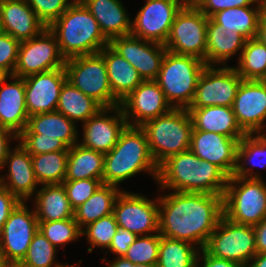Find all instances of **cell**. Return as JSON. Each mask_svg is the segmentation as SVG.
<instances>
[{"instance_id":"45","label":"cell","mask_w":266,"mask_h":267,"mask_svg":"<svg viewBox=\"0 0 266 267\" xmlns=\"http://www.w3.org/2000/svg\"><path fill=\"white\" fill-rule=\"evenodd\" d=\"M20 43L8 33L0 31V70L8 76L14 74Z\"/></svg>"},{"instance_id":"9","label":"cell","mask_w":266,"mask_h":267,"mask_svg":"<svg viewBox=\"0 0 266 267\" xmlns=\"http://www.w3.org/2000/svg\"><path fill=\"white\" fill-rule=\"evenodd\" d=\"M64 68L67 81L103 107L120 105L113 96L106 64L100 52L67 59Z\"/></svg>"},{"instance_id":"11","label":"cell","mask_w":266,"mask_h":267,"mask_svg":"<svg viewBox=\"0 0 266 267\" xmlns=\"http://www.w3.org/2000/svg\"><path fill=\"white\" fill-rule=\"evenodd\" d=\"M204 249L217 258L247 267L257 255L254 226L237 224L223 216Z\"/></svg>"},{"instance_id":"30","label":"cell","mask_w":266,"mask_h":267,"mask_svg":"<svg viewBox=\"0 0 266 267\" xmlns=\"http://www.w3.org/2000/svg\"><path fill=\"white\" fill-rule=\"evenodd\" d=\"M34 211L38 222L59 221L74 218L63 184L42 185L33 196Z\"/></svg>"},{"instance_id":"2","label":"cell","mask_w":266,"mask_h":267,"mask_svg":"<svg viewBox=\"0 0 266 267\" xmlns=\"http://www.w3.org/2000/svg\"><path fill=\"white\" fill-rule=\"evenodd\" d=\"M228 178L218 166L200 160L188 150L168 157L159 165L156 183L161 190L223 195Z\"/></svg>"},{"instance_id":"8","label":"cell","mask_w":266,"mask_h":267,"mask_svg":"<svg viewBox=\"0 0 266 267\" xmlns=\"http://www.w3.org/2000/svg\"><path fill=\"white\" fill-rule=\"evenodd\" d=\"M224 217L256 226L266 218V182L231 176L223 194Z\"/></svg>"},{"instance_id":"19","label":"cell","mask_w":266,"mask_h":267,"mask_svg":"<svg viewBox=\"0 0 266 267\" xmlns=\"http://www.w3.org/2000/svg\"><path fill=\"white\" fill-rule=\"evenodd\" d=\"M232 109L238 125L246 134L264 133L263 130L266 127V81L242 80Z\"/></svg>"},{"instance_id":"57","label":"cell","mask_w":266,"mask_h":267,"mask_svg":"<svg viewBox=\"0 0 266 267\" xmlns=\"http://www.w3.org/2000/svg\"><path fill=\"white\" fill-rule=\"evenodd\" d=\"M11 1H14V0H0V4L11 2Z\"/></svg>"},{"instance_id":"12","label":"cell","mask_w":266,"mask_h":267,"mask_svg":"<svg viewBox=\"0 0 266 267\" xmlns=\"http://www.w3.org/2000/svg\"><path fill=\"white\" fill-rule=\"evenodd\" d=\"M54 33L46 27L41 33L20 43L14 76L25 78L30 75L52 71L65 66Z\"/></svg>"},{"instance_id":"17","label":"cell","mask_w":266,"mask_h":267,"mask_svg":"<svg viewBox=\"0 0 266 267\" xmlns=\"http://www.w3.org/2000/svg\"><path fill=\"white\" fill-rule=\"evenodd\" d=\"M109 45L138 71L143 80L156 79L167 51L163 44L131 34L114 37Z\"/></svg>"},{"instance_id":"44","label":"cell","mask_w":266,"mask_h":267,"mask_svg":"<svg viewBox=\"0 0 266 267\" xmlns=\"http://www.w3.org/2000/svg\"><path fill=\"white\" fill-rule=\"evenodd\" d=\"M38 18L49 27L75 1L71 0H25Z\"/></svg>"},{"instance_id":"42","label":"cell","mask_w":266,"mask_h":267,"mask_svg":"<svg viewBox=\"0 0 266 267\" xmlns=\"http://www.w3.org/2000/svg\"><path fill=\"white\" fill-rule=\"evenodd\" d=\"M117 229L118 224L113 213L82 228V235H86L87 241L90 243L87 251L92 252L95 247L108 248Z\"/></svg>"},{"instance_id":"1","label":"cell","mask_w":266,"mask_h":267,"mask_svg":"<svg viewBox=\"0 0 266 267\" xmlns=\"http://www.w3.org/2000/svg\"><path fill=\"white\" fill-rule=\"evenodd\" d=\"M159 233L203 249L224 216L223 195L175 192L160 195Z\"/></svg>"},{"instance_id":"49","label":"cell","mask_w":266,"mask_h":267,"mask_svg":"<svg viewBox=\"0 0 266 267\" xmlns=\"http://www.w3.org/2000/svg\"><path fill=\"white\" fill-rule=\"evenodd\" d=\"M200 252L198 254L197 267H200L202 262L203 265L201 267H243L234 261L217 258L213 255H210L204 248L200 249ZM201 259L202 261H200Z\"/></svg>"},{"instance_id":"4","label":"cell","mask_w":266,"mask_h":267,"mask_svg":"<svg viewBox=\"0 0 266 267\" xmlns=\"http://www.w3.org/2000/svg\"><path fill=\"white\" fill-rule=\"evenodd\" d=\"M48 28L56 36L66 60L98 53L109 44L98 22L80 0H75Z\"/></svg>"},{"instance_id":"22","label":"cell","mask_w":266,"mask_h":267,"mask_svg":"<svg viewBox=\"0 0 266 267\" xmlns=\"http://www.w3.org/2000/svg\"><path fill=\"white\" fill-rule=\"evenodd\" d=\"M66 80L64 67L25 77L28 116L56 111L60 90Z\"/></svg>"},{"instance_id":"18","label":"cell","mask_w":266,"mask_h":267,"mask_svg":"<svg viewBox=\"0 0 266 267\" xmlns=\"http://www.w3.org/2000/svg\"><path fill=\"white\" fill-rule=\"evenodd\" d=\"M120 107L129 126H142L172 109L155 80H144L120 102Z\"/></svg>"},{"instance_id":"23","label":"cell","mask_w":266,"mask_h":267,"mask_svg":"<svg viewBox=\"0 0 266 267\" xmlns=\"http://www.w3.org/2000/svg\"><path fill=\"white\" fill-rule=\"evenodd\" d=\"M8 165V173L0 176V184L21 202L32 198L39 183L34 174L31 154L18 143L10 149L4 161L3 168ZM34 193V194H33Z\"/></svg>"},{"instance_id":"29","label":"cell","mask_w":266,"mask_h":267,"mask_svg":"<svg viewBox=\"0 0 266 267\" xmlns=\"http://www.w3.org/2000/svg\"><path fill=\"white\" fill-rule=\"evenodd\" d=\"M246 38L237 32L224 30L211 18L207 22V44H206V65L225 66L238 51L241 52L245 46Z\"/></svg>"},{"instance_id":"54","label":"cell","mask_w":266,"mask_h":267,"mask_svg":"<svg viewBox=\"0 0 266 267\" xmlns=\"http://www.w3.org/2000/svg\"><path fill=\"white\" fill-rule=\"evenodd\" d=\"M247 267H266V253H258L252 258Z\"/></svg>"},{"instance_id":"35","label":"cell","mask_w":266,"mask_h":267,"mask_svg":"<svg viewBox=\"0 0 266 267\" xmlns=\"http://www.w3.org/2000/svg\"><path fill=\"white\" fill-rule=\"evenodd\" d=\"M122 190L118 186L102 184L81 206L74 210V219L82 229L88 224L113 213L116 198Z\"/></svg>"},{"instance_id":"38","label":"cell","mask_w":266,"mask_h":267,"mask_svg":"<svg viewBox=\"0 0 266 267\" xmlns=\"http://www.w3.org/2000/svg\"><path fill=\"white\" fill-rule=\"evenodd\" d=\"M234 67L243 80H264L266 78V45L258 38L247 39Z\"/></svg>"},{"instance_id":"15","label":"cell","mask_w":266,"mask_h":267,"mask_svg":"<svg viewBox=\"0 0 266 267\" xmlns=\"http://www.w3.org/2000/svg\"><path fill=\"white\" fill-rule=\"evenodd\" d=\"M187 0H146L131 21V35L140 39L165 44L176 14Z\"/></svg>"},{"instance_id":"39","label":"cell","mask_w":266,"mask_h":267,"mask_svg":"<svg viewBox=\"0 0 266 267\" xmlns=\"http://www.w3.org/2000/svg\"><path fill=\"white\" fill-rule=\"evenodd\" d=\"M57 249L38 230L33 236L26 256L18 265L20 267H72L73 265L56 263Z\"/></svg>"},{"instance_id":"6","label":"cell","mask_w":266,"mask_h":267,"mask_svg":"<svg viewBox=\"0 0 266 267\" xmlns=\"http://www.w3.org/2000/svg\"><path fill=\"white\" fill-rule=\"evenodd\" d=\"M140 127L146 133L151 155L158 166L168 157L190 150L193 123L187 109L172 108Z\"/></svg>"},{"instance_id":"34","label":"cell","mask_w":266,"mask_h":267,"mask_svg":"<svg viewBox=\"0 0 266 267\" xmlns=\"http://www.w3.org/2000/svg\"><path fill=\"white\" fill-rule=\"evenodd\" d=\"M103 106L92 97L85 95L69 81H65L60 90L56 111L65 115L75 124L86 122L97 114Z\"/></svg>"},{"instance_id":"7","label":"cell","mask_w":266,"mask_h":267,"mask_svg":"<svg viewBox=\"0 0 266 267\" xmlns=\"http://www.w3.org/2000/svg\"><path fill=\"white\" fill-rule=\"evenodd\" d=\"M205 66V62L197 57L166 51L155 81L172 108L190 107Z\"/></svg>"},{"instance_id":"31","label":"cell","mask_w":266,"mask_h":267,"mask_svg":"<svg viewBox=\"0 0 266 267\" xmlns=\"http://www.w3.org/2000/svg\"><path fill=\"white\" fill-rule=\"evenodd\" d=\"M247 164L250 168L246 167ZM254 167L266 168L265 132L246 134L238 142L236 168L232 176L248 179H262L258 173L252 171Z\"/></svg>"},{"instance_id":"33","label":"cell","mask_w":266,"mask_h":267,"mask_svg":"<svg viewBox=\"0 0 266 267\" xmlns=\"http://www.w3.org/2000/svg\"><path fill=\"white\" fill-rule=\"evenodd\" d=\"M104 153L76 143L69 148L65 180L99 179L102 181Z\"/></svg>"},{"instance_id":"56","label":"cell","mask_w":266,"mask_h":267,"mask_svg":"<svg viewBox=\"0 0 266 267\" xmlns=\"http://www.w3.org/2000/svg\"><path fill=\"white\" fill-rule=\"evenodd\" d=\"M7 77H8V75H7L5 72H3V71L0 70V86H1L2 82H3Z\"/></svg>"},{"instance_id":"20","label":"cell","mask_w":266,"mask_h":267,"mask_svg":"<svg viewBox=\"0 0 266 267\" xmlns=\"http://www.w3.org/2000/svg\"><path fill=\"white\" fill-rule=\"evenodd\" d=\"M112 111L113 113L115 111V113L109 116L108 114ZM127 125L120 105L103 107L97 114L91 116L82 124L83 140L78 143L83 147L104 154L108 153L116 145L121 132Z\"/></svg>"},{"instance_id":"41","label":"cell","mask_w":266,"mask_h":267,"mask_svg":"<svg viewBox=\"0 0 266 267\" xmlns=\"http://www.w3.org/2000/svg\"><path fill=\"white\" fill-rule=\"evenodd\" d=\"M38 223L39 231L56 248L82 237V230L74 218Z\"/></svg>"},{"instance_id":"14","label":"cell","mask_w":266,"mask_h":267,"mask_svg":"<svg viewBox=\"0 0 266 267\" xmlns=\"http://www.w3.org/2000/svg\"><path fill=\"white\" fill-rule=\"evenodd\" d=\"M218 67L205 66L198 79L195 96L189 108L215 105L232 107L243 79L234 67L228 65Z\"/></svg>"},{"instance_id":"13","label":"cell","mask_w":266,"mask_h":267,"mask_svg":"<svg viewBox=\"0 0 266 267\" xmlns=\"http://www.w3.org/2000/svg\"><path fill=\"white\" fill-rule=\"evenodd\" d=\"M113 215L118 227L137 236L159 233V202L143 194L121 191L116 198ZM151 233V234H150Z\"/></svg>"},{"instance_id":"47","label":"cell","mask_w":266,"mask_h":267,"mask_svg":"<svg viewBox=\"0 0 266 267\" xmlns=\"http://www.w3.org/2000/svg\"><path fill=\"white\" fill-rule=\"evenodd\" d=\"M137 237L136 234L131 233L127 229L118 227L117 232L107 249L117 255V257H123Z\"/></svg>"},{"instance_id":"27","label":"cell","mask_w":266,"mask_h":267,"mask_svg":"<svg viewBox=\"0 0 266 267\" xmlns=\"http://www.w3.org/2000/svg\"><path fill=\"white\" fill-rule=\"evenodd\" d=\"M193 123V130L214 132L231 138H242L246 133L236 121L232 107L207 106L187 109Z\"/></svg>"},{"instance_id":"43","label":"cell","mask_w":266,"mask_h":267,"mask_svg":"<svg viewBox=\"0 0 266 267\" xmlns=\"http://www.w3.org/2000/svg\"><path fill=\"white\" fill-rule=\"evenodd\" d=\"M67 198L73 210L86 202L103 184L99 179L64 180Z\"/></svg>"},{"instance_id":"32","label":"cell","mask_w":266,"mask_h":267,"mask_svg":"<svg viewBox=\"0 0 266 267\" xmlns=\"http://www.w3.org/2000/svg\"><path fill=\"white\" fill-rule=\"evenodd\" d=\"M255 6L224 9L216 12L210 18L224 30L234 31L246 39H252L257 37L259 20L266 4H256Z\"/></svg>"},{"instance_id":"55","label":"cell","mask_w":266,"mask_h":267,"mask_svg":"<svg viewBox=\"0 0 266 267\" xmlns=\"http://www.w3.org/2000/svg\"><path fill=\"white\" fill-rule=\"evenodd\" d=\"M11 264L5 259V257L0 252V267H9Z\"/></svg>"},{"instance_id":"40","label":"cell","mask_w":266,"mask_h":267,"mask_svg":"<svg viewBox=\"0 0 266 267\" xmlns=\"http://www.w3.org/2000/svg\"><path fill=\"white\" fill-rule=\"evenodd\" d=\"M160 233L138 236L123 256L133 264L157 266L159 259Z\"/></svg>"},{"instance_id":"36","label":"cell","mask_w":266,"mask_h":267,"mask_svg":"<svg viewBox=\"0 0 266 267\" xmlns=\"http://www.w3.org/2000/svg\"><path fill=\"white\" fill-rule=\"evenodd\" d=\"M69 150L31 155L39 185L62 184L66 177Z\"/></svg>"},{"instance_id":"26","label":"cell","mask_w":266,"mask_h":267,"mask_svg":"<svg viewBox=\"0 0 266 267\" xmlns=\"http://www.w3.org/2000/svg\"><path fill=\"white\" fill-rule=\"evenodd\" d=\"M98 22L103 35L114 37L131 33V18L121 0H80Z\"/></svg>"},{"instance_id":"21","label":"cell","mask_w":266,"mask_h":267,"mask_svg":"<svg viewBox=\"0 0 266 267\" xmlns=\"http://www.w3.org/2000/svg\"><path fill=\"white\" fill-rule=\"evenodd\" d=\"M242 138L192 130L190 150L200 159L218 166L228 177L236 168L237 146Z\"/></svg>"},{"instance_id":"24","label":"cell","mask_w":266,"mask_h":267,"mask_svg":"<svg viewBox=\"0 0 266 267\" xmlns=\"http://www.w3.org/2000/svg\"><path fill=\"white\" fill-rule=\"evenodd\" d=\"M8 78L12 82L8 83ZM28 118L24 78L8 76L0 86V127L18 136L27 126Z\"/></svg>"},{"instance_id":"37","label":"cell","mask_w":266,"mask_h":267,"mask_svg":"<svg viewBox=\"0 0 266 267\" xmlns=\"http://www.w3.org/2000/svg\"><path fill=\"white\" fill-rule=\"evenodd\" d=\"M200 249L188 241L161 236L156 267H197Z\"/></svg>"},{"instance_id":"16","label":"cell","mask_w":266,"mask_h":267,"mask_svg":"<svg viewBox=\"0 0 266 267\" xmlns=\"http://www.w3.org/2000/svg\"><path fill=\"white\" fill-rule=\"evenodd\" d=\"M39 230L35 211L26 202L10 213L0 233V252L11 265H18L26 256L34 234Z\"/></svg>"},{"instance_id":"48","label":"cell","mask_w":266,"mask_h":267,"mask_svg":"<svg viewBox=\"0 0 266 267\" xmlns=\"http://www.w3.org/2000/svg\"><path fill=\"white\" fill-rule=\"evenodd\" d=\"M21 201L0 184V233L10 213Z\"/></svg>"},{"instance_id":"58","label":"cell","mask_w":266,"mask_h":267,"mask_svg":"<svg viewBox=\"0 0 266 267\" xmlns=\"http://www.w3.org/2000/svg\"><path fill=\"white\" fill-rule=\"evenodd\" d=\"M9 267H20L19 265H10Z\"/></svg>"},{"instance_id":"10","label":"cell","mask_w":266,"mask_h":267,"mask_svg":"<svg viewBox=\"0 0 266 267\" xmlns=\"http://www.w3.org/2000/svg\"><path fill=\"white\" fill-rule=\"evenodd\" d=\"M207 22L208 17L192 2H187L175 16L164 44L167 51L194 56L206 64Z\"/></svg>"},{"instance_id":"53","label":"cell","mask_w":266,"mask_h":267,"mask_svg":"<svg viewBox=\"0 0 266 267\" xmlns=\"http://www.w3.org/2000/svg\"><path fill=\"white\" fill-rule=\"evenodd\" d=\"M256 38L266 45V8L260 17L258 34Z\"/></svg>"},{"instance_id":"3","label":"cell","mask_w":266,"mask_h":267,"mask_svg":"<svg viewBox=\"0 0 266 267\" xmlns=\"http://www.w3.org/2000/svg\"><path fill=\"white\" fill-rule=\"evenodd\" d=\"M158 169L145 131L140 126L127 125L113 149L104 155L102 183L119 187L121 182L143 171L157 181Z\"/></svg>"},{"instance_id":"50","label":"cell","mask_w":266,"mask_h":267,"mask_svg":"<svg viewBox=\"0 0 266 267\" xmlns=\"http://www.w3.org/2000/svg\"><path fill=\"white\" fill-rule=\"evenodd\" d=\"M17 140V136L10 130L0 127V170L3 169L4 161L6 159L10 148L11 140Z\"/></svg>"},{"instance_id":"25","label":"cell","mask_w":266,"mask_h":267,"mask_svg":"<svg viewBox=\"0 0 266 267\" xmlns=\"http://www.w3.org/2000/svg\"><path fill=\"white\" fill-rule=\"evenodd\" d=\"M46 26L25 0L0 4V31L22 42L34 38Z\"/></svg>"},{"instance_id":"51","label":"cell","mask_w":266,"mask_h":267,"mask_svg":"<svg viewBox=\"0 0 266 267\" xmlns=\"http://www.w3.org/2000/svg\"><path fill=\"white\" fill-rule=\"evenodd\" d=\"M256 238V250L258 253H266V218L254 226Z\"/></svg>"},{"instance_id":"5","label":"cell","mask_w":266,"mask_h":267,"mask_svg":"<svg viewBox=\"0 0 266 267\" xmlns=\"http://www.w3.org/2000/svg\"><path fill=\"white\" fill-rule=\"evenodd\" d=\"M76 124L54 111L29 116L25 129L17 136L19 143L31 154L69 150L78 143Z\"/></svg>"},{"instance_id":"28","label":"cell","mask_w":266,"mask_h":267,"mask_svg":"<svg viewBox=\"0 0 266 267\" xmlns=\"http://www.w3.org/2000/svg\"><path fill=\"white\" fill-rule=\"evenodd\" d=\"M100 53L106 64L108 80L113 96L121 102L144 80L138 71L109 44Z\"/></svg>"},{"instance_id":"52","label":"cell","mask_w":266,"mask_h":267,"mask_svg":"<svg viewBox=\"0 0 266 267\" xmlns=\"http://www.w3.org/2000/svg\"><path fill=\"white\" fill-rule=\"evenodd\" d=\"M107 264H108V267H154V266H149L146 264H133L126 258L117 257V256L112 262H109L108 260Z\"/></svg>"},{"instance_id":"46","label":"cell","mask_w":266,"mask_h":267,"mask_svg":"<svg viewBox=\"0 0 266 267\" xmlns=\"http://www.w3.org/2000/svg\"><path fill=\"white\" fill-rule=\"evenodd\" d=\"M191 2L208 18L224 9L266 4L265 0H192Z\"/></svg>"}]
</instances>
